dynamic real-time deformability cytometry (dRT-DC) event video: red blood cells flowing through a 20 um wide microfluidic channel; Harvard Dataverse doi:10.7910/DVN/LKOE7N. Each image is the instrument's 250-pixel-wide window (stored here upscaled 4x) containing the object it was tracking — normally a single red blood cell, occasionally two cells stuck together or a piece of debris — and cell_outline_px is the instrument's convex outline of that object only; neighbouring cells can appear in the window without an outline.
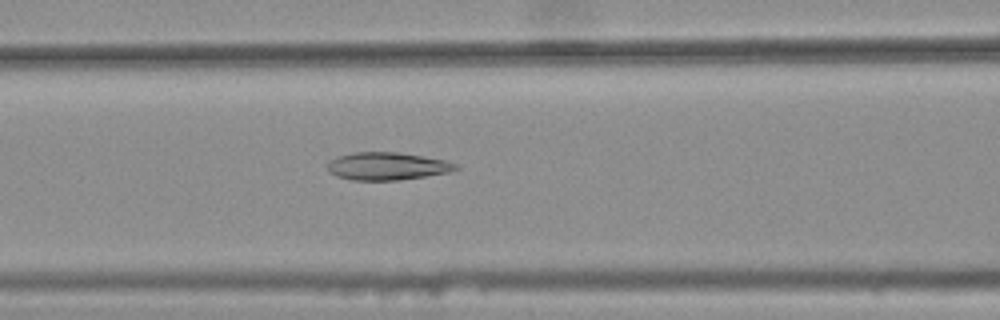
{"species": "common noctule bat (a hibernating species)", "species_latin": "Nyctalus noctula", "temperature_condition": "warm", "stored_images_in_passage": 39, "camera_frame_rate_fps": 3000, "um_per_image_px": 0.085, "animal": {"sex": "female", "body_mass_g": 25.1}, "frame": {"image": 1, "passage_image": 15, "time_ms": 4.667, "image_size_px": [1000, 320], "cell_outline_px": [[460, 168], [448, 172], [400, 180], [352, 180], [336, 176], [328, 172], [328, 164], [336, 156], [352, 152], [400, 152], [444, 160], [460, 164]], "centroid_in_image_um": [32.91, 14.12], "position_along_channel_um": 133.7, "area_um2": 20.75}}
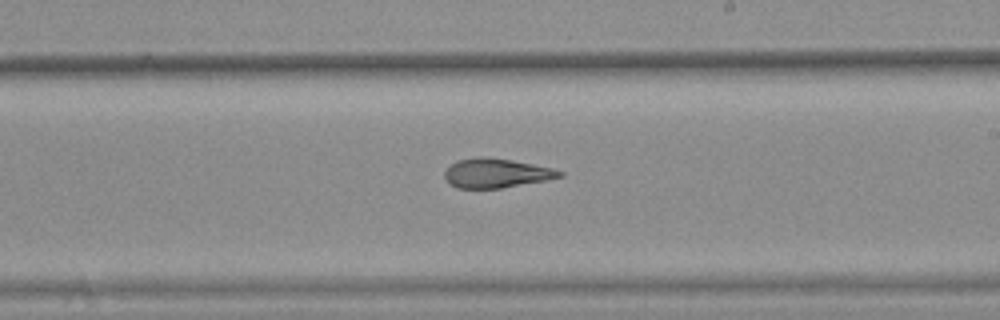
{"frame": {"image": 2, "passage_image": 24, "time_ms": 7.667, "image_size_px": [1000, 320], "cell_outline_px": [[564, 176], [544, 180], [500, 188], [456, 188], [448, 184], [444, 180], [444, 172], [456, 160], [476, 156], [484, 156], [512, 160], [552, 168], [564, 172]], "centroid_in_image_um": [42.12, 14.71], "position_along_channel_um": 246.9, "area_um2": 19.65}}
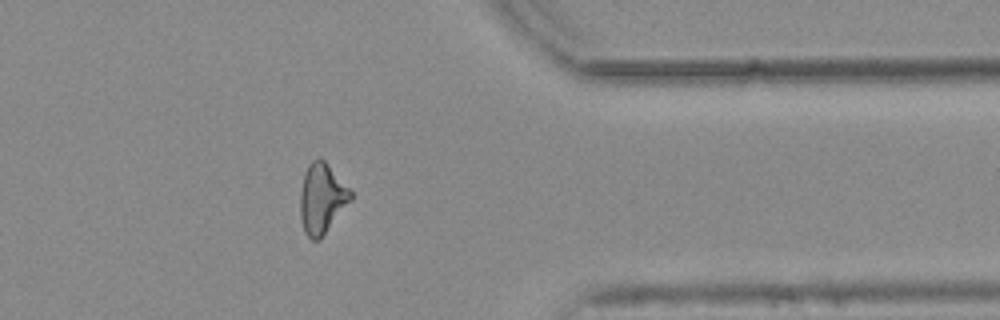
{"frame": {"image": 3, "passage_image": 36, "time_ms": 11.667, "image_size_px": [1000, 320], "cell_outline_px": [[352, 200], [320, 240], [312, 240], [304, 232], [300, 220], [300, 192], [304, 172], [308, 164], [312, 160], [320, 156], [328, 164], [352, 192]], "centroid_in_image_um": [27.34, 16.88], "position_along_channel_um": 384.1, "area_um2": 20.87}, "authors_computed_cell_mechanics": {"area_um2": 20.4612, "velocity_mm_per_s": 3.7812, "shape_relaxation_time_tau1_ms": null, "shape_relaxation_time_tau2_ms": 2.7614, "deformation_change_tau1": null, "deformation_change_tau2": 0.1183}}